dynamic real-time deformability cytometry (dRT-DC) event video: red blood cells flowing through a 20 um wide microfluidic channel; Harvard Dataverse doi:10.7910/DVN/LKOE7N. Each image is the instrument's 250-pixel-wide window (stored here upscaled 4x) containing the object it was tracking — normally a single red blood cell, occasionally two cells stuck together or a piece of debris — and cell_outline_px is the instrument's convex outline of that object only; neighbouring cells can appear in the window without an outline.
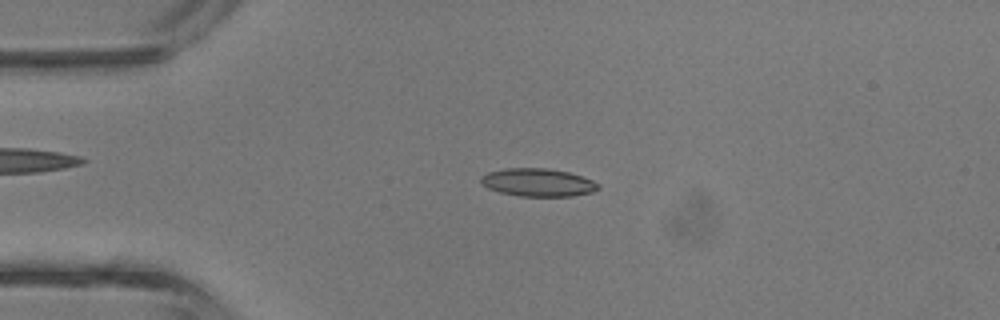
{"species": "common noctule bat (a hibernating species)", "species_latin": "Nyctalus noctula", "temperature_condition": "room temperature", "stored_images_in_passage": 3, "camera_frame_rate_fps": 3000, "um_per_image_px": 0.085, "animal": {"sex": "male", "body_mass_g": 13.3}, "frame": {"image": 1, "passage_image": 2, "time_ms": 0.333, "image_size_px": [1000, 320], "cell_outline_px": [[600, 188], [592, 192], [572, 196], [520, 196], [500, 192], [488, 188], [480, 184], [480, 176], [488, 172], [504, 168], [548, 168], [568, 172], [592, 180], [600, 184]], "centroid_in_image_um": [45.7, 15.5], "position_along_channel_um": 39.3, "area_um2": 19.19}}
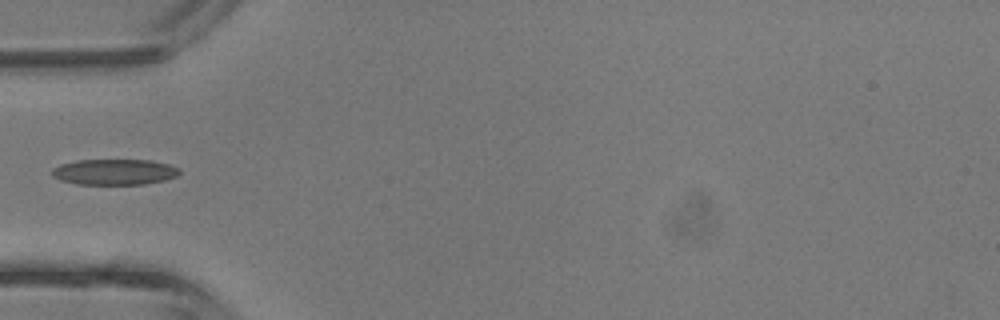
{"frame": {"image": 2, "passage_image": 3, "time_ms": 0.667, "image_size_px": [1000, 320], "cell_outline_px": [[180, 172], [176, 176], [164, 180], [144, 184], [76, 184], [60, 180], [52, 176], [52, 168], [60, 164], [76, 160], [148, 160], [168, 164], [180, 168]], "centroid_in_image_um": [9.7, 14.61], "position_along_channel_um": 75.3, "area_um2": 19.13}}